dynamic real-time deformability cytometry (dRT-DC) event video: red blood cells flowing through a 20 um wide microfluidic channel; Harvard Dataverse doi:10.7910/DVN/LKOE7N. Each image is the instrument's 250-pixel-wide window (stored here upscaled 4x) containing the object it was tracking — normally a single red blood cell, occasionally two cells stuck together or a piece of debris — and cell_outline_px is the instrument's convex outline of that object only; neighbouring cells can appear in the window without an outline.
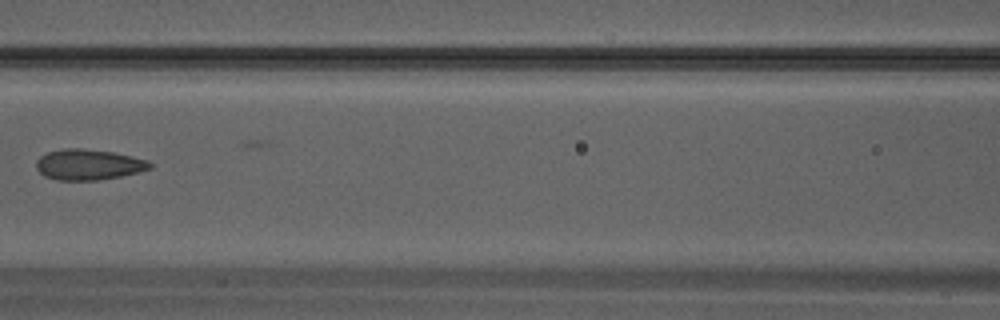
{"species": "Egyptian fruit bat (a non-hibernating species)", "species_latin": "Rousettus aegyptiacus", "temperature_condition": "warm", "stored_images_in_passage": 28, "camera_frame_rate_fps": 3000, "um_per_image_px": 0.085, "animal": {"sex": "male"}, "frame": {"image": 1, "passage_image": 16, "time_ms": 5.0, "image_size_px": [1000, 320], "cell_outline_px": [[152, 168], [120, 176], [96, 180], [56, 180], [44, 176], [36, 168], [36, 160], [40, 156], [48, 152], [64, 148], [80, 148], [112, 152], [148, 160], [152, 164]], "centroid_in_image_um": [7.49, 13.99], "position_along_channel_um": 159.1, "area_um2": 20.17}}
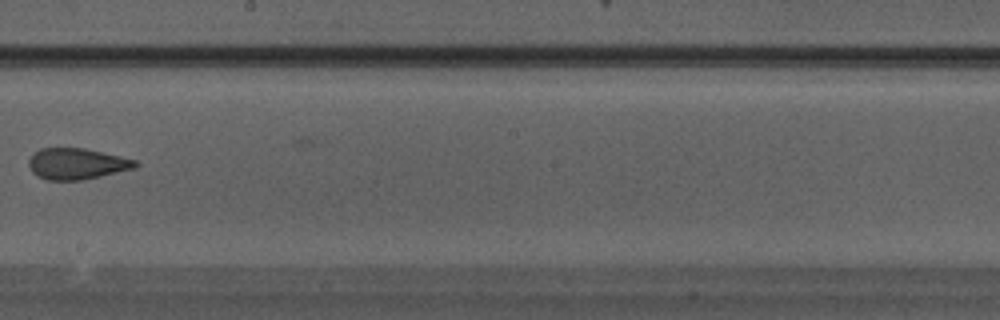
{"frame": {"image": 2, "passage_image": 20, "time_ms": 6.333, "image_size_px": [1000, 320], "cell_outline_px": [[140, 164], [136, 168], [100, 176], [80, 180], [48, 180], [36, 176], [32, 172], [28, 164], [28, 160], [40, 148], [84, 148], [120, 156], [136, 160]], "centroid_in_image_um": [6.53, 13.92], "position_along_channel_um": 241.7, "area_um2": 19.31}}
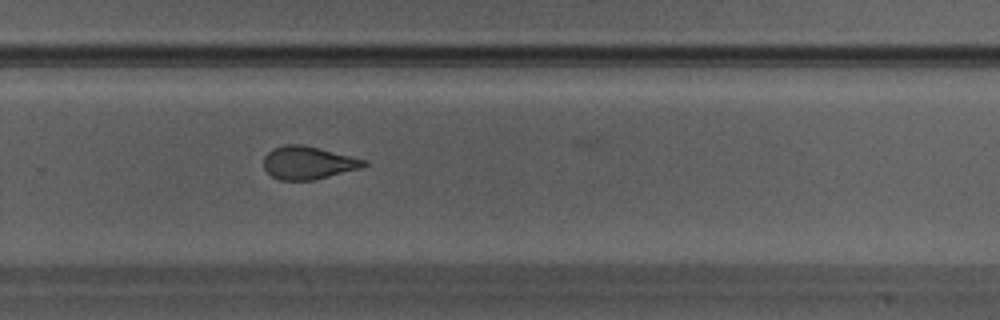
{"frame": {"image": 3, "passage_image": 23, "time_ms": 7.333, "image_size_px": [1000, 320], "cell_outline_px": [[368, 164], [360, 168], [312, 180], [280, 180], [272, 176], [264, 168], [264, 156], [272, 148], [284, 144], [304, 144], [368, 160]], "centroid_in_image_um": [26.18, 13.81], "position_along_channel_um": 303.6, "area_um2": 19.25}}